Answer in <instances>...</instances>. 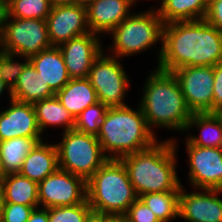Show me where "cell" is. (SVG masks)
Segmentation results:
<instances>
[{
	"label": "cell",
	"mask_w": 222,
	"mask_h": 222,
	"mask_svg": "<svg viewBox=\"0 0 222 222\" xmlns=\"http://www.w3.org/2000/svg\"><path fill=\"white\" fill-rule=\"evenodd\" d=\"M156 68L173 72L187 66L222 63V33L205 19L164 24Z\"/></svg>",
	"instance_id": "6da1fadb"
},
{
	"label": "cell",
	"mask_w": 222,
	"mask_h": 222,
	"mask_svg": "<svg viewBox=\"0 0 222 222\" xmlns=\"http://www.w3.org/2000/svg\"><path fill=\"white\" fill-rule=\"evenodd\" d=\"M139 106L148 128L185 133L192 111L188 108L179 82L172 72L151 70L144 82Z\"/></svg>",
	"instance_id": "7a4b0ae2"
},
{
	"label": "cell",
	"mask_w": 222,
	"mask_h": 222,
	"mask_svg": "<svg viewBox=\"0 0 222 222\" xmlns=\"http://www.w3.org/2000/svg\"><path fill=\"white\" fill-rule=\"evenodd\" d=\"M178 145L172 137L120 159L138 197L146 193L180 191L182 182L176 166Z\"/></svg>",
	"instance_id": "3957f363"
},
{
	"label": "cell",
	"mask_w": 222,
	"mask_h": 222,
	"mask_svg": "<svg viewBox=\"0 0 222 222\" xmlns=\"http://www.w3.org/2000/svg\"><path fill=\"white\" fill-rule=\"evenodd\" d=\"M148 128L138 104L109 107L100 125L97 139L108 159H118L151 147L159 141Z\"/></svg>",
	"instance_id": "277c9868"
},
{
	"label": "cell",
	"mask_w": 222,
	"mask_h": 222,
	"mask_svg": "<svg viewBox=\"0 0 222 222\" xmlns=\"http://www.w3.org/2000/svg\"><path fill=\"white\" fill-rule=\"evenodd\" d=\"M138 198L121 160L108 159L87 180V201L94 211L123 217Z\"/></svg>",
	"instance_id": "5b68a950"
},
{
	"label": "cell",
	"mask_w": 222,
	"mask_h": 222,
	"mask_svg": "<svg viewBox=\"0 0 222 222\" xmlns=\"http://www.w3.org/2000/svg\"><path fill=\"white\" fill-rule=\"evenodd\" d=\"M163 27L155 6L141 12L133 11L109 33L112 43L107 47L108 54L120 59L138 56L156 44H162Z\"/></svg>",
	"instance_id": "8992f818"
},
{
	"label": "cell",
	"mask_w": 222,
	"mask_h": 222,
	"mask_svg": "<svg viewBox=\"0 0 222 222\" xmlns=\"http://www.w3.org/2000/svg\"><path fill=\"white\" fill-rule=\"evenodd\" d=\"M57 142L59 168L86 181L108 160L97 136L75 129L61 133Z\"/></svg>",
	"instance_id": "52a82bcc"
},
{
	"label": "cell",
	"mask_w": 222,
	"mask_h": 222,
	"mask_svg": "<svg viewBox=\"0 0 222 222\" xmlns=\"http://www.w3.org/2000/svg\"><path fill=\"white\" fill-rule=\"evenodd\" d=\"M105 52L93 62L87 78L99 102L108 107L126 106L125 95L132 84L120 61L122 59Z\"/></svg>",
	"instance_id": "ba28073f"
},
{
	"label": "cell",
	"mask_w": 222,
	"mask_h": 222,
	"mask_svg": "<svg viewBox=\"0 0 222 222\" xmlns=\"http://www.w3.org/2000/svg\"><path fill=\"white\" fill-rule=\"evenodd\" d=\"M51 47L46 20L5 15L0 51L30 58Z\"/></svg>",
	"instance_id": "9c48e42d"
},
{
	"label": "cell",
	"mask_w": 222,
	"mask_h": 222,
	"mask_svg": "<svg viewBox=\"0 0 222 222\" xmlns=\"http://www.w3.org/2000/svg\"><path fill=\"white\" fill-rule=\"evenodd\" d=\"M87 200V181L58 168L38 184L39 207H63Z\"/></svg>",
	"instance_id": "30bf717a"
},
{
	"label": "cell",
	"mask_w": 222,
	"mask_h": 222,
	"mask_svg": "<svg viewBox=\"0 0 222 222\" xmlns=\"http://www.w3.org/2000/svg\"><path fill=\"white\" fill-rule=\"evenodd\" d=\"M192 113L213 112V66H187L172 72Z\"/></svg>",
	"instance_id": "8fae6325"
},
{
	"label": "cell",
	"mask_w": 222,
	"mask_h": 222,
	"mask_svg": "<svg viewBox=\"0 0 222 222\" xmlns=\"http://www.w3.org/2000/svg\"><path fill=\"white\" fill-rule=\"evenodd\" d=\"M188 154V181L193 189L222 190V153L220 148L201 147L185 139Z\"/></svg>",
	"instance_id": "7c38bea8"
},
{
	"label": "cell",
	"mask_w": 222,
	"mask_h": 222,
	"mask_svg": "<svg viewBox=\"0 0 222 222\" xmlns=\"http://www.w3.org/2000/svg\"><path fill=\"white\" fill-rule=\"evenodd\" d=\"M49 41L59 46L78 36L90 33L86 7L80 5H56L46 18Z\"/></svg>",
	"instance_id": "4fadbf2b"
},
{
	"label": "cell",
	"mask_w": 222,
	"mask_h": 222,
	"mask_svg": "<svg viewBox=\"0 0 222 222\" xmlns=\"http://www.w3.org/2000/svg\"><path fill=\"white\" fill-rule=\"evenodd\" d=\"M100 40V35L90 32L58 46L71 79L88 77L93 62L104 51Z\"/></svg>",
	"instance_id": "5bb4252c"
},
{
	"label": "cell",
	"mask_w": 222,
	"mask_h": 222,
	"mask_svg": "<svg viewBox=\"0 0 222 222\" xmlns=\"http://www.w3.org/2000/svg\"><path fill=\"white\" fill-rule=\"evenodd\" d=\"M187 192L180 189L179 219L187 222H222V190L198 189Z\"/></svg>",
	"instance_id": "9a60e30c"
},
{
	"label": "cell",
	"mask_w": 222,
	"mask_h": 222,
	"mask_svg": "<svg viewBox=\"0 0 222 222\" xmlns=\"http://www.w3.org/2000/svg\"><path fill=\"white\" fill-rule=\"evenodd\" d=\"M9 107L0 111V141L16 137H43L33 104L9 100Z\"/></svg>",
	"instance_id": "2e32d148"
},
{
	"label": "cell",
	"mask_w": 222,
	"mask_h": 222,
	"mask_svg": "<svg viewBox=\"0 0 222 222\" xmlns=\"http://www.w3.org/2000/svg\"><path fill=\"white\" fill-rule=\"evenodd\" d=\"M138 0H94L86 7L90 32L108 35L132 13Z\"/></svg>",
	"instance_id": "e0dca14e"
},
{
	"label": "cell",
	"mask_w": 222,
	"mask_h": 222,
	"mask_svg": "<svg viewBox=\"0 0 222 222\" xmlns=\"http://www.w3.org/2000/svg\"><path fill=\"white\" fill-rule=\"evenodd\" d=\"M29 61L40 74V79L49 85L56 93L71 79L62 52L57 46H52L29 58Z\"/></svg>",
	"instance_id": "ac0fdd59"
},
{
	"label": "cell",
	"mask_w": 222,
	"mask_h": 222,
	"mask_svg": "<svg viewBox=\"0 0 222 222\" xmlns=\"http://www.w3.org/2000/svg\"><path fill=\"white\" fill-rule=\"evenodd\" d=\"M45 140L37 143L19 171L20 175L38 184L59 168L56 144H49Z\"/></svg>",
	"instance_id": "d6986e66"
},
{
	"label": "cell",
	"mask_w": 222,
	"mask_h": 222,
	"mask_svg": "<svg viewBox=\"0 0 222 222\" xmlns=\"http://www.w3.org/2000/svg\"><path fill=\"white\" fill-rule=\"evenodd\" d=\"M55 96L74 118L88 106L99 102L88 78L70 79Z\"/></svg>",
	"instance_id": "ffe728a7"
},
{
	"label": "cell",
	"mask_w": 222,
	"mask_h": 222,
	"mask_svg": "<svg viewBox=\"0 0 222 222\" xmlns=\"http://www.w3.org/2000/svg\"><path fill=\"white\" fill-rule=\"evenodd\" d=\"M193 127L200 131L198 136L189 133ZM185 132H188L185 138L193 145L219 148L222 133L221 112L193 113Z\"/></svg>",
	"instance_id": "44dd1931"
},
{
	"label": "cell",
	"mask_w": 222,
	"mask_h": 222,
	"mask_svg": "<svg viewBox=\"0 0 222 222\" xmlns=\"http://www.w3.org/2000/svg\"><path fill=\"white\" fill-rule=\"evenodd\" d=\"M11 95L16 101L34 104L37 101L54 96L55 92L40 79V74L36 72L29 61L11 90Z\"/></svg>",
	"instance_id": "7402d4cb"
},
{
	"label": "cell",
	"mask_w": 222,
	"mask_h": 222,
	"mask_svg": "<svg viewBox=\"0 0 222 222\" xmlns=\"http://www.w3.org/2000/svg\"><path fill=\"white\" fill-rule=\"evenodd\" d=\"M161 1V2H160ZM156 6L164 24L205 19L209 0H159Z\"/></svg>",
	"instance_id": "603a6c76"
},
{
	"label": "cell",
	"mask_w": 222,
	"mask_h": 222,
	"mask_svg": "<svg viewBox=\"0 0 222 222\" xmlns=\"http://www.w3.org/2000/svg\"><path fill=\"white\" fill-rule=\"evenodd\" d=\"M40 132L44 136L47 127L63 128V132L74 129L75 118L60 103L57 97L37 101L33 104Z\"/></svg>",
	"instance_id": "cb8c5ba5"
},
{
	"label": "cell",
	"mask_w": 222,
	"mask_h": 222,
	"mask_svg": "<svg viewBox=\"0 0 222 222\" xmlns=\"http://www.w3.org/2000/svg\"><path fill=\"white\" fill-rule=\"evenodd\" d=\"M44 137H16L0 141L2 176L19 173L27 155Z\"/></svg>",
	"instance_id": "d4e9b609"
},
{
	"label": "cell",
	"mask_w": 222,
	"mask_h": 222,
	"mask_svg": "<svg viewBox=\"0 0 222 222\" xmlns=\"http://www.w3.org/2000/svg\"><path fill=\"white\" fill-rule=\"evenodd\" d=\"M2 182L6 203L39 206L38 183L19 173L2 176Z\"/></svg>",
	"instance_id": "484cf974"
},
{
	"label": "cell",
	"mask_w": 222,
	"mask_h": 222,
	"mask_svg": "<svg viewBox=\"0 0 222 222\" xmlns=\"http://www.w3.org/2000/svg\"><path fill=\"white\" fill-rule=\"evenodd\" d=\"M139 198L160 222H171L179 218L180 191L146 193Z\"/></svg>",
	"instance_id": "4316f807"
},
{
	"label": "cell",
	"mask_w": 222,
	"mask_h": 222,
	"mask_svg": "<svg viewBox=\"0 0 222 222\" xmlns=\"http://www.w3.org/2000/svg\"><path fill=\"white\" fill-rule=\"evenodd\" d=\"M51 9L49 0H6L8 17L46 20Z\"/></svg>",
	"instance_id": "83f0119b"
},
{
	"label": "cell",
	"mask_w": 222,
	"mask_h": 222,
	"mask_svg": "<svg viewBox=\"0 0 222 222\" xmlns=\"http://www.w3.org/2000/svg\"><path fill=\"white\" fill-rule=\"evenodd\" d=\"M109 107L102 102L88 106L75 118L74 129L86 134L97 136L100 131L101 122Z\"/></svg>",
	"instance_id": "f1b7e54d"
},
{
	"label": "cell",
	"mask_w": 222,
	"mask_h": 222,
	"mask_svg": "<svg viewBox=\"0 0 222 222\" xmlns=\"http://www.w3.org/2000/svg\"><path fill=\"white\" fill-rule=\"evenodd\" d=\"M15 58L23 61H17ZM28 62V57L0 51V77L11 89L17 83L18 77Z\"/></svg>",
	"instance_id": "f546056e"
},
{
	"label": "cell",
	"mask_w": 222,
	"mask_h": 222,
	"mask_svg": "<svg viewBox=\"0 0 222 222\" xmlns=\"http://www.w3.org/2000/svg\"><path fill=\"white\" fill-rule=\"evenodd\" d=\"M92 210L88 201L74 206L49 208V222H83Z\"/></svg>",
	"instance_id": "4dcf8cb0"
},
{
	"label": "cell",
	"mask_w": 222,
	"mask_h": 222,
	"mask_svg": "<svg viewBox=\"0 0 222 222\" xmlns=\"http://www.w3.org/2000/svg\"><path fill=\"white\" fill-rule=\"evenodd\" d=\"M23 204L5 203L0 214V222H27L34 208Z\"/></svg>",
	"instance_id": "1f68e13d"
},
{
	"label": "cell",
	"mask_w": 222,
	"mask_h": 222,
	"mask_svg": "<svg viewBox=\"0 0 222 222\" xmlns=\"http://www.w3.org/2000/svg\"><path fill=\"white\" fill-rule=\"evenodd\" d=\"M126 222H160L152 210L138 198L123 216Z\"/></svg>",
	"instance_id": "d6a6232c"
},
{
	"label": "cell",
	"mask_w": 222,
	"mask_h": 222,
	"mask_svg": "<svg viewBox=\"0 0 222 222\" xmlns=\"http://www.w3.org/2000/svg\"><path fill=\"white\" fill-rule=\"evenodd\" d=\"M213 112L222 110V63L213 66Z\"/></svg>",
	"instance_id": "836d02e7"
},
{
	"label": "cell",
	"mask_w": 222,
	"mask_h": 222,
	"mask_svg": "<svg viewBox=\"0 0 222 222\" xmlns=\"http://www.w3.org/2000/svg\"><path fill=\"white\" fill-rule=\"evenodd\" d=\"M205 20L222 33V0H209Z\"/></svg>",
	"instance_id": "e575fe53"
},
{
	"label": "cell",
	"mask_w": 222,
	"mask_h": 222,
	"mask_svg": "<svg viewBox=\"0 0 222 222\" xmlns=\"http://www.w3.org/2000/svg\"><path fill=\"white\" fill-rule=\"evenodd\" d=\"M27 222H49V208H34Z\"/></svg>",
	"instance_id": "d590c367"
},
{
	"label": "cell",
	"mask_w": 222,
	"mask_h": 222,
	"mask_svg": "<svg viewBox=\"0 0 222 222\" xmlns=\"http://www.w3.org/2000/svg\"><path fill=\"white\" fill-rule=\"evenodd\" d=\"M112 216L103 214L98 211L91 210L85 217L83 222H108Z\"/></svg>",
	"instance_id": "8d00e7d4"
},
{
	"label": "cell",
	"mask_w": 222,
	"mask_h": 222,
	"mask_svg": "<svg viewBox=\"0 0 222 222\" xmlns=\"http://www.w3.org/2000/svg\"><path fill=\"white\" fill-rule=\"evenodd\" d=\"M5 15H6V0H0V36L3 31Z\"/></svg>",
	"instance_id": "74e56055"
},
{
	"label": "cell",
	"mask_w": 222,
	"mask_h": 222,
	"mask_svg": "<svg viewBox=\"0 0 222 222\" xmlns=\"http://www.w3.org/2000/svg\"><path fill=\"white\" fill-rule=\"evenodd\" d=\"M7 90V94H9V99L12 100V95H11V88L4 82V80L0 77V98L2 97L3 93Z\"/></svg>",
	"instance_id": "f35d334b"
},
{
	"label": "cell",
	"mask_w": 222,
	"mask_h": 222,
	"mask_svg": "<svg viewBox=\"0 0 222 222\" xmlns=\"http://www.w3.org/2000/svg\"><path fill=\"white\" fill-rule=\"evenodd\" d=\"M5 203H6L5 202V190H4V185L2 182V177H0V214H1L2 208L4 207Z\"/></svg>",
	"instance_id": "ab89813d"
},
{
	"label": "cell",
	"mask_w": 222,
	"mask_h": 222,
	"mask_svg": "<svg viewBox=\"0 0 222 222\" xmlns=\"http://www.w3.org/2000/svg\"><path fill=\"white\" fill-rule=\"evenodd\" d=\"M94 0H71V4L87 7Z\"/></svg>",
	"instance_id": "60d3db41"
},
{
	"label": "cell",
	"mask_w": 222,
	"mask_h": 222,
	"mask_svg": "<svg viewBox=\"0 0 222 222\" xmlns=\"http://www.w3.org/2000/svg\"><path fill=\"white\" fill-rule=\"evenodd\" d=\"M52 6L56 5H70L71 0H49Z\"/></svg>",
	"instance_id": "b9f144b4"
},
{
	"label": "cell",
	"mask_w": 222,
	"mask_h": 222,
	"mask_svg": "<svg viewBox=\"0 0 222 222\" xmlns=\"http://www.w3.org/2000/svg\"><path fill=\"white\" fill-rule=\"evenodd\" d=\"M108 222H126L123 217H112Z\"/></svg>",
	"instance_id": "7bdbcfd3"
},
{
	"label": "cell",
	"mask_w": 222,
	"mask_h": 222,
	"mask_svg": "<svg viewBox=\"0 0 222 222\" xmlns=\"http://www.w3.org/2000/svg\"><path fill=\"white\" fill-rule=\"evenodd\" d=\"M221 128H222V113H221ZM219 148H220L221 153H222V133H221V143H220Z\"/></svg>",
	"instance_id": "ee69618b"
},
{
	"label": "cell",
	"mask_w": 222,
	"mask_h": 222,
	"mask_svg": "<svg viewBox=\"0 0 222 222\" xmlns=\"http://www.w3.org/2000/svg\"><path fill=\"white\" fill-rule=\"evenodd\" d=\"M0 177H2V166H1V160H0Z\"/></svg>",
	"instance_id": "f6af8a7d"
}]
</instances>
